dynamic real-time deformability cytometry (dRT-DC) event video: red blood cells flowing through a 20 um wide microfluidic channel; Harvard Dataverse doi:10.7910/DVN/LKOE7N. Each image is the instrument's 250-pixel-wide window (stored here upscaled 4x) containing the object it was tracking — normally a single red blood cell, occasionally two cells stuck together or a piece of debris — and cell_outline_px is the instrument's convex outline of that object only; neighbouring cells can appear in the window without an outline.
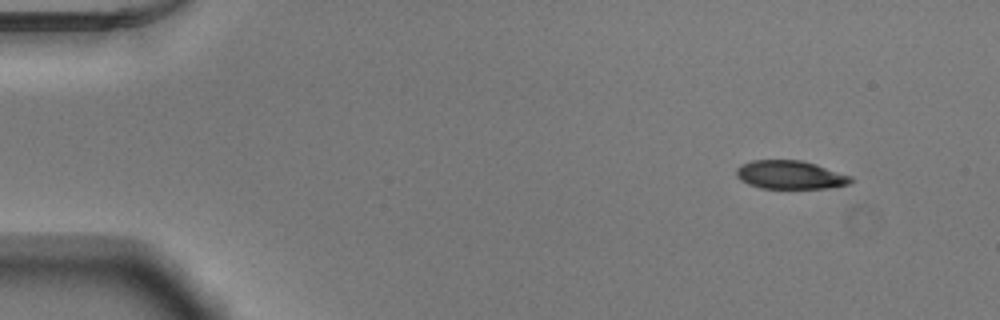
{"species": "Egyptian fruit bat (a non-hibernating species)", "species_latin": "Rousettus aegyptiacus", "temperature_condition": "warm", "stored_images_in_passage": 48, "camera_frame_rate_fps": 3000, "um_per_image_px": 0.085, "animal": {"sex": "male"}, "frame": {"image": 1, "passage_image": 1, "time_ms": 0.0, "image_size_px": [1000, 320], "cell_outline_px": [[856, 180], [848, 184], [828, 188], [760, 188], [748, 184], [740, 180], [736, 176], [736, 168], [740, 164], [752, 160], [800, 160], [816, 164], [852, 176]], "centroid_in_image_um": [67.16, 14.86], "position_along_channel_um": 17.8, "area_um2": 19.13}}
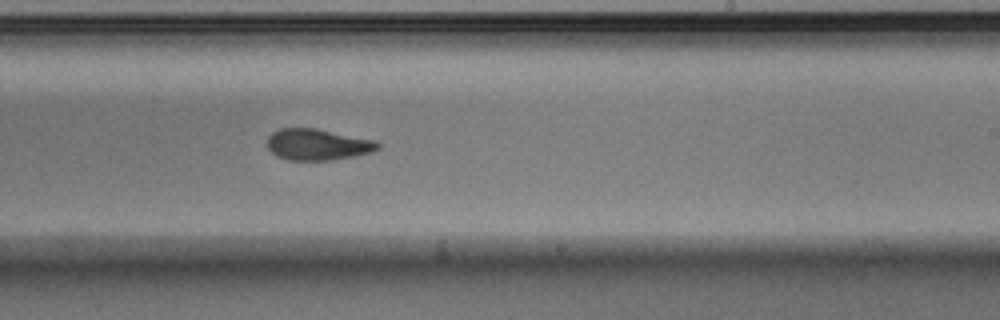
{"frame": {"image": 2, "passage_image": 28, "time_ms": 9.0, "image_size_px": [1000, 320], "cell_outline_px": [[380, 148], [372, 152], [356, 156], [332, 160], [288, 160], [276, 156], [268, 148], [268, 136], [272, 132], [280, 128], [316, 128], [376, 140], [380, 144]], "centroid_in_image_um": [27.02, 12.28], "position_along_channel_um": 262.0, "area_um2": 20.35}}
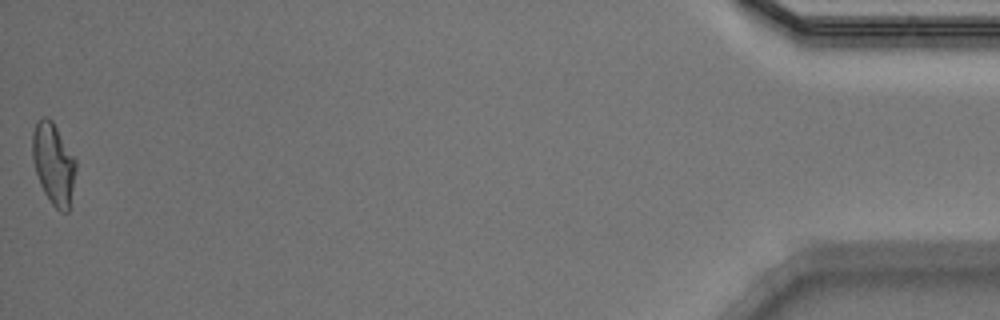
{"frame": {"image": 3, "passage_image": 48, "time_ms": 15.667, "image_size_px": [1000, 320], "cell_outline_px": [[76, 168], [68, 212], [60, 212], [52, 204], [44, 192], [40, 184], [32, 160], [32, 132], [36, 124], [44, 116], [48, 116], [52, 120], [76, 160]], "centroid_in_image_um": [4.53, 13.91], "position_along_channel_um": 430.7, "area_um2": 20.4}, "authors_computed_cell_mechanics": {"area_um2": 20.519, "velocity_mm_per_s": 3.8997, "shape_relaxation_time_tau1_ms": null, "shape_relaxation_time_tau2_ms": 2.6309, "deformation_change_tau1": null, "deformation_change_tau2": 0.0896}}